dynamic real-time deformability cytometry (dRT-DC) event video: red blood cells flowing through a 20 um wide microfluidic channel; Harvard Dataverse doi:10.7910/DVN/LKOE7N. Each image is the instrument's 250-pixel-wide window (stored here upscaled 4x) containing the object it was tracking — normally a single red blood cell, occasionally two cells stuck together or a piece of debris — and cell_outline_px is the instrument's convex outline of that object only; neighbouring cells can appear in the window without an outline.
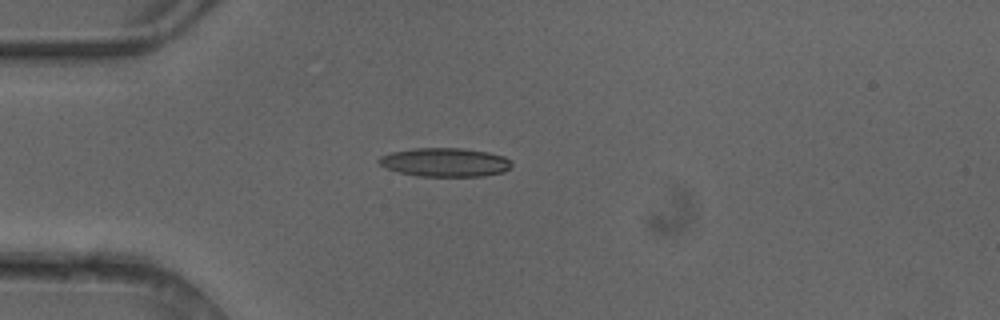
{"species": "common noctule bat (a hibernating species)", "species_latin": "Nyctalus noctula", "temperature_condition": "cold", "stored_images_in_passage": 4, "camera_frame_rate_fps": 3000, "um_per_image_px": 0.085, "animal": {"sex": "female"}, "frame": {"image": 1, "passage_image": 4, "time_ms": 1.0, "image_size_px": [1000, 320], "cell_outline_px": [[512, 168], [504, 172], [484, 176], [416, 176], [400, 172], [388, 168], [380, 164], [376, 160], [380, 156], [388, 152], [412, 148], [464, 148], [488, 152], [504, 156], [512, 164]], "centroid_in_image_um": [37.82, 13.79], "position_along_channel_um": 47.2, "area_um2": 22.43}}